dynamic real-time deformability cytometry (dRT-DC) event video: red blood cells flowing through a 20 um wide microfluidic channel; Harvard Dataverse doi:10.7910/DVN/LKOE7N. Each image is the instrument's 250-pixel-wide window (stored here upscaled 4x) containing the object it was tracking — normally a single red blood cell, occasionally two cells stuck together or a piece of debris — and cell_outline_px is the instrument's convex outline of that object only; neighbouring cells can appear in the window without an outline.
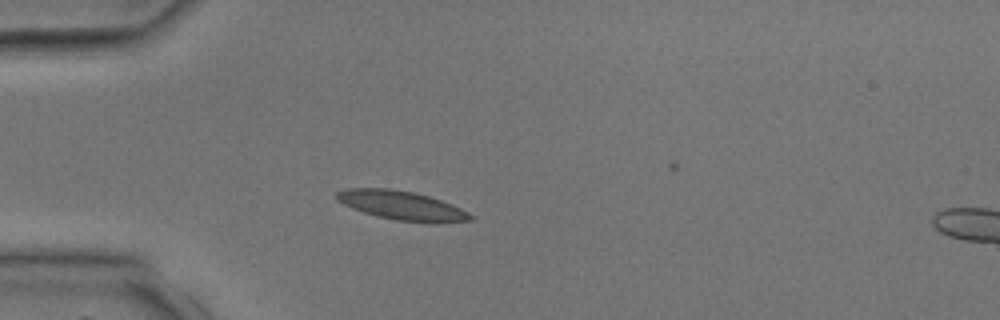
{"species": "common noctule bat (a hibernating species)", "species_latin": "Nyctalus noctula", "temperature_condition": "room temperature", "stored_images_in_passage": 3, "camera_frame_rate_fps": 3000, "um_per_image_px": 0.085, "animal": {"sex": "male", "body_mass_g": 17.9, "forearm_length_mm": 54.2}, "frame": {"image": 1, "passage_image": 2, "time_ms": 1.333, "image_size_px": [1000, 320], "cell_outline_px": [[476, 216], [472, 220], [436, 224], [396, 220], [376, 216], [352, 208], [336, 200], [336, 192], [348, 188], [388, 188], [412, 192], [428, 196], [452, 204]], "centroid_in_image_um": [34.19, 17.48], "position_along_channel_um": 50.8, "area_um2": 22.77}}